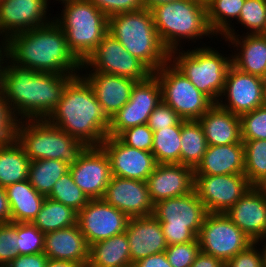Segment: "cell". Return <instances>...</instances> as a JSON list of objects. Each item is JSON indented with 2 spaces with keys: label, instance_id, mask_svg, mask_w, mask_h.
Listing matches in <instances>:
<instances>
[{
  "label": "cell",
  "instance_id": "obj_36",
  "mask_svg": "<svg viewBox=\"0 0 266 267\" xmlns=\"http://www.w3.org/2000/svg\"><path fill=\"white\" fill-rule=\"evenodd\" d=\"M185 121L153 132L151 152L157 164L180 163L181 126Z\"/></svg>",
  "mask_w": 266,
  "mask_h": 267
},
{
  "label": "cell",
  "instance_id": "obj_53",
  "mask_svg": "<svg viewBox=\"0 0 266 267\" xmlns=\"http://www.w3.org/2000/svg\"><path fill=\"white\" fill-rule=\"evenodd\" d=\"M0 81L4 72L6 61H8V43L7 39H0Z\"/></svg>",
  "mask_w": 266,
  "mask_h": 267
},
{
  "label": "cell",
  "instance_id": "obj_37",
  "mask_svg": "<svg viewBox=\"0 0 266 267\" xmlns=\"http://www.w3.org/2000/svg\"><path fill=\"white\" fill-rule=\"evenodd\" d=\"M244 174L253 186L266 175V139L242 141Z\"/></svg>",
  "mask_w": 266,
  "mask_h": 267
},
{
  "label": "cell",
  "instance_id": "obj_2",
  "mask_svg": "<svg viewBox=\"0 0 266 267\" xmlns=\"http://www.w3.org/2000/svg\"><path fill=\"white\" fill-rule=\"evenodd\" d=\"M8 58L37 72L80 75L82 63L68 48L65 32L54 22L7 39ZM78 73V74H77Z\"/></svg>",
  "mask_w": 266,
  "mask_h": 267
},
{
  "label": "cell",
  "instance_id": "obj_58",
  "mask_svg": "<svg viewBox=\"0 0 266 267\" xmlns=\"http://www.w3.org/2000/svg\"><path fill=\"white\" fill-rule=\"evenodd\" d=\"M265 242H263V241H261V242H259L260 244L261 243H263V244H261L262 245V249H263V251H264V261H265V267H266V239L264 240Z\"/></svg>",
  "mask_w": 266,
  "mask_h": 267
},
{
  "label": "cell",
  "instance_id": "obj_56",
  "mask_svg": "<svg viewBox=\"0 0 266 267\" xmlns=\"http://www.w3.org/2000/svg\"><path fill=\"white\" fill-rule=\"evenodd\" d=\"M253 187L266 198V175L257 181Z\"/></svg>",
  "mask_w": 266,
  "mask_h": 267
},
{
  "label": "cell",
  "instance_id": "obj_47",
  "mask_svg": "<svg viewBox=\"0 0 266 267\" xmlns=\"http://www.w3.org/2000/svg\"><path fill=\"white\" fill-rule=\"evenodd\" d=\"M256 245L260 246L259 243L250 244L245 250L229 259L225 267H265L264 251Z\"/></svg>",
  "mask_w": 266,
  "mask_h": 267
},
{
  "label": "cell",
  "instance_id": "obj_15",
  "mask_svg": "<svg viewBox=\"0 0 266 267\" xmlns=\"http://www.w3.org/2000/svg\"><path fill=\"white\" fill-rule=\"evenodd\" d=\"M130 217L103 198L90 199L78 212L77 224L88 245L126 231Z\"/></svg>",
  "mask_w": 266,
  "mask_h": 267
},
{
  "label": "cell",
  "instance_id": "obj_14",
  "mask_svg": "<svg viewBox=\"0 0 266 267\" xmlns=\"http://www.w3.org/2000/svg\"><path fill=\"white\" fill-rule=\"evenodd\" d=\"M251 186L245 174L194 175V191L208 213H226Z\"/></svg>",
  "mask_w": 266,
  "mask_h": 267
},
{
  "label": "cell",
  "instance_id": "obj_18",
  "mask_svg": "<svg viewBox=\"0 0 266 267\" xmlns=\"http://www.w3.org/2000/svg\"><path fill=\"white\" fill-rule=\"evenodd\" d=\"M100 146L108 155L112 176L146 181L157 165L152 152L130 147L118 137L107 136Z\"/></svg>",
  "mask_w": 266,
  "mask_h": 267
},
{
  "label": "cell",
  "instance_id": "obj_39",
  "mask_svg": "<svg viewBox=\"0 0 266 267\" xmlns=\"http://www.w3.org/2000/svg\"><path fill=\"white\" fill-rule=\"evenodd\" d=\"M237 21L247 35L266 34V0H245Z\"/></svg>",
  "mask_w": 266,
  "mask_h": 267
},
{
  "label": "cell",
  "instance_id": "obj_46",
  "mask_svg": "<svg viewBox=\"0 0 266 267\" xmlns=\"http://www.w3.org/2000/svg\"><path fill=\"white\" fill-rule=\"evenodd\" d=\"M183 119L162 100L150 114L148 120L149 128L154 132L170 126L178 125Z\"/></svg>",
  "mask_w": 266,
  "mask_h": 267
},
{
  "label": "cell",
  "instance_id": "obj_23",
  "mask_svg": "<svg viewBox=\"0 0 266 267\" xmlns=\"http://www.w3.org/2000/svg\"><path fill=\"white\" fill-rule=\"evenodd\" d=\"M88 73L85 71L83 74L81 71L80 74L91 86L104 113L111 119L129 101L137 81L102 72Z\"/></svg>",
  "mask_w": 266,
  "mask_h": 267
},
{
  "label": "cell",
  "instance_id": "obj_26",
  "mask_svg": "<svg viewBox=\"0 0 266 267\" xmlns=\"http://www.w3.org/2000/svg\"><path fill=\"white\" fill-rule=\"evenodd\" d=\"M242 35L235 34L226 40L229 46L233 45V50L236 48V51H232L231 54L232 65L241 72L265 79L266 34L246 35L243 33Z\"/></svg>",
  "mask_w": 266,
  "mask_h": 267
},
{
  "label": "cell",
  "instance_id": "obj_1",
  "mask_svg": "<svg viewBox=\"0 0 266 267\" xmlns=\"http://www.w3.org/2000/svg\"><path fill=\"white\" fill-rule=\"evenodd\" d=\"M75 75L37 72L6 61L0 93L19 120L47 119Z\"/></svg>",
  "mask_w": 266,
  "mask_h": 267
},
{
  "label": "cell",
  "instance_id": "obj_3",
  "mask_svg": "<svg viewBox=\"0 0 266 267\" xmlns=\"http://www.w3.org/2000/svg\"><path fill=\"white\" fill-rule=\"evenodd\" d=\"M47 120L87 146H100L110 127V119L81 74L67 83L57 108Z\"/></svg>",
  "mask_w": 266,
  "mask_h": 267
},
{
  "label": "cell",
  "instance_id": "obj_30",
  "mask_svg": "<svg viewBox=\"0 0 266 267\" xmlns=\"http://www.w3.org/2000/svg\"><path fill=\"white\" fill-rule=\"evenodd\" d=\"M128 237L125 232L114 235L89 246V260L86 267H130Z\"/></svg>",
  "mask_w": 266,
  "mask_h": 267
},
{
  "label": "cell",
  "instance_id": "obj_28",
  "mask_svg": "<svg viewBox=\"0 0 266 267\" xmlns=\"http://www.w3.org/2000/svg\"><path fill=\"white\" fill-rule=\"evenodd\" d=\"M243 142L228 145H208L194 175L244 174Z\"/></svg>",
  "mask_w": 266,
  "mask_h": 267
},
{
  "label": "cell",
  "instance_id": "obj_24",
  "mask_svg": "<svg viewBox=\"0 0 266 267\" xmlns=\"http://www.w3.org/2000/svg\"><path fill=\"white\" fill-rule=\"evenodd\" d=\"M125 233L133 264L149 255L165 252L168 246L160 222L153 215L130 218Z\"/></svg>",
  "mask_w": 266,
  "mask_h": 267
},
{
  "label": "cell",
  "instance_id": "obj_29",
  "mask_svg": "<svg viewBox=\"0 0 266 267\" xmlns=\"http://www.w3.org/2000/svg\"><path fill=\"white\" fill-rule=\"evenodd\" d=\"M5 190L11 209V222L32 223L46 197L37 192L28 179L8 185Z\"/></svg>",
  "mask_w": 266,
  "mask_h": 267
},
{
  "label": "cell",
  "instance_id": "obj_42",
  "mask_svg": "<svg viewBox=\"0 0 266 267\" xmlns=\"http://www.w3.org/2000/svg\"><path fill=\"white\" fill-rule=\"evenodd\" d=\"M198 238L192 242L167 246L165 255L172 267H190L200 252Z\"/></svg>",
  "mask_w": 266,
  "mask_h": 267
},
{
  "label": "cell",
  "instance_id": "obj_41",
  "mask_svg": "<svg viewBox=\"0 0 266 267\" xmlns=\"http://www.w3.org/2000/svg\"><path fill=\"white\" fill-rule=\"evenodd\" d=\"M240 117L242 141L266 139V108L261 106Z\"/></svg>",
  "mask_w": 266,
  "mask_h": 267
},
{
  "label": "cell",
  "instance_id": "obj_17",
  "mask_svg": "<svg viewBox=\"0 0 266 267\" xmlns=\"http://www.w3.org/2000/svg\"><path fill=\"white\" fill-rule=\"evenodd\" d=\"M263 82V78L241 72L232 65L217 104L239 116L253 111L262 106Z\"/></svg>",
  "mask_w": 266,
  "mask_h": 267
},
{
  "label": "cell",
  "instance_id": "obj_6",
  "mask_svg": "<svg viewBox=\"0 0 266 267\" xmlns=\"http://www.w3.org/2000/svg\"><path fill=\"white\" fill-rule=\"evenodd\" d=\"M54 22L65 32L68 48L84 63L108 33V17L89 0H62Z\"/></svg>",
  "mask_w": 266,
  "mask_h": 267
},
{
  "label": "cell",
  "instance_id": "obj_43",
  "mask_svg": "<svg viewBox=\"0 0 266 267\" xmlns=\"http://www.w3.org/2000/svg\"><path fill=\"white\" fill-rule=\"evenodd\" d=\"M117 137L130 147L143 151H152L153 131L149 128L148 124L128 128Z\"/></svg>",
  "mask_w": 266,
  "mask_h": 267
},
{
  "label": "cell",
  "instance_id": "obj_34",
  "mask_svg": "<svg viewBox=\"0 0 266 267\" xmlns=\"http://www.w3.org/2000/svg\"><path fill=\"white\" fill-rule=\"evenodd\" d=\"M207 147L208 143L199 121H185L181 126L180 164L195 168Z\"/></svg>",
  "mask_w": 266,
  "mask_h": 267
},
{
  "label": "cell",
  "instance_id": "obj_45",
  "mask_svg": "<svg viewBox=\"0 0 266 267\" xmlns=\"http://www.w3.org/2000/svg\"><path fill=\"white\" fill-rule=\"evenodd\" d=\"M15 223H0V267L8 265L18 256Z\"/></svg>",
  "mask_w": 266,
  "mask_h": 267
},
{
  "label": "cell",
  "instance_id": "obj_21",
  "mask_svg": "<svg viewBox=\"0 0 266 267\" xmlns=\"http://www.w3.org/2000/svg\"><path fill=\"white\" fill-rule=\"evenodd\" d=\"M153 204L194 191V168L180 163L157 164L146 180Z\"/></svg>",
  "mask_w": 266,
  "mask_h": 267
},
{
  "label": "cell",
  "instance_id": "obj_11",
  "mask_svg": "<svg viewBox=\"0 0 266 267\" xmlns=\"http://www.w3.org/2000/svg\"><path fill=\"white\" fill-rule=\"evenodd\" d=\"M84 70L126 77L137 82L147 79L153 73L109 33L104 36L95 51L82 63L80 71Z\"/></svg>",
  "mask_w": 266,
  "mask_h": 267
},
{
  "label": "cell",
  "instance_id": "obj_52",
  "mask_svg": "<svg viewBox=\"0 0 266 267\" xmlns=\"http://www.w3.org/2000/svg\"><path fill=\"white\" fill-rule=\"evenodd\" d=\"M0 223H11V209L3 187H0Z\"/></svg>",
  "mask_w": 266,
  "mask_h": 267
},
{
  "label": "cell",
  "instance_id": "obj_12",
  "mask_svg": "<svg viewBox=\"0 0 266 267\" xmlns=\"http://www.w3.org/2000/svg\"><path fill=\"white\" fill-rule=\"evenodd\" d=\"M197 238L202 252L225 263L253 243L225 213H208Z\"/></svg>",
  "mask_w": 266,
  "mask_h": 267
},
{
  "label": "cell",
  "instance_id": "obj_20",
  "mask_svg": "<svg viewBox=\"0 0 266 267\" xmlns=\"http://www.w3.org/2000/svg\"><path fill=\"white\" fill-rule=\"evenodd\" d=\"M103 199L130 218L149 216L153 206L146 181L111 176Z\"/></svg>",
  "mask_w": 266,
  "mask_h": 267
},
{
  "label": "cell",
  "instance_id": "obj_48",
  "mask_svg": "<svg viewBox=\"0 0 266 267\" xmlns=\"http://www.w3.org/2000/svg\"><path fill=\"white\" fill-rule=\"evenodd\" d=\"M108 18L118 13L137 11L144 8L142 0H89Z\"/></svg>",
  "mask_w": 266,
  "mask_h": 267
},
{
  "label": "cell",
  "instance_id": "obj_55",
  "mask_svg": "<svg viewBox=\"0 0 266 267\" xmlns=\"http://www.w3.org/2000/svg\"><path fill=\"white\" fill-rule=\"evenodd\" d=\"M174 1H176V0H142L144 7L149 9V10L152 7H155L157 5L170 3V2H174Z\"/></svg>",
  "mask_w": 266,
  "mask_h": 267
},
{
  "label": "cell",
  "instance_id": "obj_44",
  "mask_svg": "<svg viewBox=\"0 0 266 267\" xmlns=\"http://www.w3.org/2000/svg\"><path fill=\"white\" fill-rule=\"evenodd\" d=\"M19 121L9 103L0 93V144H9L16 141Z\"/></svg>",
  "mask_w": 266,
  "mask_h": 267
},
{
  "label": "cell",
  "instance_id": "obj_35",
  "mask_svg": "<svg viewBox=\"0 0 266 267\" xmlns=\"http://www.w3.org/2000/svg\"><path fill=\"white\" fill-rule=\"evenodd\" d=\"M69 171L61 160L39 159L30 161L28 180L41 195L48 197L54 184Z\"/></svg>",
  "mask_w": 266,
  "mask_h": 267
},
{
  "label": "cell",
  "instance_id": "obj_50",
  "mask_svg": "<svg viewBox=\"0 0 266 267\" xmlns=\"http://www.w3.org/2000/svg\"><path fill=\"white\" fill-rule=\"evenodd\" d=\"M132 267H172L165 252L149 255L135 262Z\"/></svg>",
  "mask_w": 266,
  "mask_h": 267
},
{
  "label": "cell",
  "instance_id": "obj_5",
  "mask_svg": "<svg viewBox=\"0 0 266 267\" xmlns=\"http://www.w3.org/2000/svg\"><path fill=\"white\" fill-rule=\"evenodd\" d=\"M150 12L158 35L169 52L183 49L182 40L196 43L205 36L209 39L216 36L207 21L206 5L197 0H176L152 7Z\"/></svg>",
  "mask_w": 266,
  "mask_h": 267
},
{
  "label": "cell",
  "instance_id": "obj_25",
  "mask_svg": "<svg viewBox=\"0 0 266 267\" xmlns=\"http://www.w3.org/2000/svg\"><path fill=\"white\" fill-rule=\"evenodd\" d=\"M43 253L48 259L71 261L87 266L89 245L78 224L44 235Z\"/></svg>",
  "mask_w": 266,
  "mask_h": 267
},
{
  "label": "cell",
  "instance_id": "obj_59",
  "mask_svg": "<svg viewBox=\"0 0 266 267\" xmlns=\"http://www.w3.org/2000/svg\"><path fill=\"white\" fill-rule=\"evenodd\" d=\"M197 1L202 2L206 5L210 0H197Z\"/></svg>",
  "mask_w": 266,
  "mask_h": 267
},
{
  "label": "cell",
  "instance_id": "obj_4",
  "mask_svg": "<svg viewBox=\"0 0 266 267\" xmlns=\"http://www.w3.org/2000/svg\"><path fill=\"white\" fill-rule=\"evenodd\" d=\"M108 33L152 72L170 61L149 9L118 13L108 18Z\"/></svg>",
  "mask_w": 266,
  "mask_h": 267
},
{
  "label": "cell",
  "instance_id": "obj_31",
  "mask_svg": "<svg viewBox=\"0 0 266 267\" xmlns=\"http://www.w3.org/2000/svg\"><path fill=\"white\" fill-rule=\"evenodd\" d=\"M30 160L16 141L0 144V187L28 179Z\"/></svg>",
  "mask_w": 266,
  "mask_h": 267
},
{
  "label": "cell",
  "instance_id": "obj_7",
  "mask_svg": "<svg viewBox=\"0 0 266 267\" xmlns=\"http://www.w3.org/2000/svg\"><path fill=\"white\" fill-rule=\"evenodd\" d=\"M16 140L30 161L55 159L61 160L68 167L74 165L88 147L47 119L20 120Z\"/></svg>",
  "mask_w": 266,
  "mask_h": 267
},
{
  "label": "cell",
  "instance_id": "obj_49",
  "mask_svg": "<svg viewBox=\"0 0 266 267\" xmlns=\"http://www.w3.org/2000/svg\"><path fill=\"white\" fill-rule=\"evenodd\" d=\"M48 257L43 253L18 255L5 267H45Z\"/></svg>",
  "mask_w": 266,
  "mask_h": 267
},
{
  "label": "cell",
  "instance_id": "obj_32",
  "mask_svg": "<svg viewBox=\"0 0 266 267\" xmlns=\"http://www.w3.org/2000/svg\"><path fill=\"white\" fill-rule=\"evenodd\" d=\"M244 2L245 0H210L206 4L207 21L211 31L216 35L215 38L223 36L222 39L226 42L229 37L237 34L232 21L238 20Z\"/></svg>",
  "mask_w": 266,
  "mask_h": 267
},
{
  "label": "cell",
  "instance_id": "obj_19",
  "mask_svg": "<svg viewBox=\"0 0 266 267\" xmlns=\"http://www.w3.org/2000/svg\"><path fill=\"white\" fill-rule=\"evenodd\" d=\"M50 1V0H49ZM48 0H3L0 2V38L33 28L48 25L53 21L47 13Z\"/></svg>",
  "mask_w": 266,
  "mask_h": 267
},
{
  "label": "cell",
  "instance_id": "obj_27",
  "mask_svg": "<svg viewBox=\"0 0 266 267\" xmlns=\"http://www.w3.org/2000/svg\"><path fill=\"white\" fill-rule=\"evenodd\" d=\"M208 145L242 142L239 115L214 103L199 119Z\"/></svg>",
  "mask_w": 266,
  "mask_h": 267
},
{
  "label": "cell",
  "instance_id": "obj_9",
  "mask_svg": "<svg viewBox=\"0 0 266 267\" xmlns=\"http://www.w3.org/2000/svg\"><path fill=\"white\" fill-rule=\"evenodd\" d=\"M207 214L195 191L155 203L152 213L168 246L195 241Z\"/></svg>",
  "mask_w": 266,
  "mask_h": 267
},
{
  "label": "cell",
  "instance_id": "obj_13",
  "mask_svg": "<svg viewBox=\"0 0 266 267\" xmlns=\"http://www.w3.org/2000/svg\"><path fill=\"white\" fill-rule=\"evenodd\" d=\"M161 100L160 82L153 73L147 79L136 82L129 101L111 117L108 136L117 137L128 128L147 124Z\"/></svg>",
  "mask_w": 266,
  "mask_h": 267
},
{
  "label": "cell",
  "instance_id": "obj_10",
  "mask_svg": "<svg viewBox=\"0 0 266 267\" xmlns=\"http://www.w3.org/2000/svg\"><path fill=\"white\" fill-rule=\"evenodd\" d=\"M153 74L160 82L162 101L183 120H198L214 104L170 61Z\"/></svg>",
  "mask_w": 266,
  "mask_h": 267
},
{
  "label": "cell",
  "instance_id": "obj_40",
  "mask_svg": "<svg viewBox=\"0 0 266 267\" xmlns=\"http://www.w3.org/2000/svg\"><path fill=\"white\" fill-rule=\"evenodd\" d=\"M18 255L41 253L44 249V233L33 223H15Z\"/></svg>",
  "mask_w": 266,
  "mask_h": 267
},
{
  "label": "cell",
  "instance_id": "obj_54",
  "mask_svg": "<svg viewBox=\"0 0 266 267\" xmlns=\"http://www.w3.org/2000/svg\"><path fill=\"white\" fill-rule=\"evenodd\" d=\"M45 267H83V266L79 263L71 261L48 259Z\"/></svg>",
  "mask_w": 266,
  "mask_h": 267
},
{
  "label": "cell",
  "instance_id": "obj_8",
  "mask_svg": "<svg viewBox=\"0 0 266 267\" xmlns=\"http://www.w3.org/2000/svg\"><path fill=\"white\" fill-rule=\"evenodd\" d=\"M187 51V52H186ZM175 49L170 52V62L213 103L222 94L226 76L232 66V55L228 57L211 46H198L188 50ZM230 56V57H229Z\"/></svg>",
  "mask_w": 266,
  "mask_h": 267
},
{
  "label": "cell",
  "instance_id": "obj_16",
  "mask_svg": "<svg viewBox=\"0 0 266 267\" xmlns=\"http://www.w3.org/2000/svg\"><path fill=\"white\" fill-rule=\"evenodd\" d=\"M69 171L89 200L103 198L112 174L108 155L101 146H88Z\"/></svg>",
  "mask_w": 266,
  "mask_h": 267
},
{
  "label": "cell",
  "instance_id": "obj_51",
  "mask_svg": "<svg viewBox=\"0 0 266 267\" xmlns=\"http://www.w3.org/2000/svg\"><path fill=\"white\" fill-rule=\"evenodd\" d=\"M190 267H225V262L200 251Z\"/></svg>",
  "mask_w": 266,
  "mask_h": 267
},
{
  "label": "cell",
  "instance_id": "obj_33",
  "mask_svg": "<svg viewBox=\"0 0 266 267\" xmlns=\"http://www.w3.org/2000/svg\"><path fill=\"white\" fill-rule=\"evenodd\" d=\"M77 217L78 212L73 208L46 197L32 223L46 234L76 225Z\"/></svg>",
  "mask_w": 266,
  "mask_h": 267
},
{
  "label": "cell",
  "instance_id": "obj_38",
  "mask_svg": "<svg viewBox=\"0 0 266 267\" xmlns=\"http://www.w3.org/2000/svg\"><path fill=\"white\" fill-rule=\"evenodd\" d=\"M48 198L60 202L79 212L89 201L88 197L75 184L70 171L65 173L55 184Z\"/></svg>",
  "mask_w": 266,
  "mask_h": 267
},
{
  "label": "cell",
  "instance_id": "obj_57",
  "mask_svg": "<svg viewBox=\"0 0 266 267\" xmlns=\"http://www.w3.org/2000/svg\"><path fill=\"white\" fill-rule=\"evenodd\" d=\"M262 106L266 108V80L263 82Z\"/></svg>",
  "mask_w": 266,
  "mask_h": 267
},
{
  "label": "cell",
  "instance_id": "obj_22",
  "mask_svg": "<svg viewBox=\"0 0 266 267\" xmlns=\"http://www.w3.org/2000/svg\"><path fill=\"white\" fill-rule=\"evenodd\" d=\"M225 214L253 243L266 239V198L253 186Z\"/></svg>",
  "mask_w": 266,
  "mask_h": 267
}]
</instances>
